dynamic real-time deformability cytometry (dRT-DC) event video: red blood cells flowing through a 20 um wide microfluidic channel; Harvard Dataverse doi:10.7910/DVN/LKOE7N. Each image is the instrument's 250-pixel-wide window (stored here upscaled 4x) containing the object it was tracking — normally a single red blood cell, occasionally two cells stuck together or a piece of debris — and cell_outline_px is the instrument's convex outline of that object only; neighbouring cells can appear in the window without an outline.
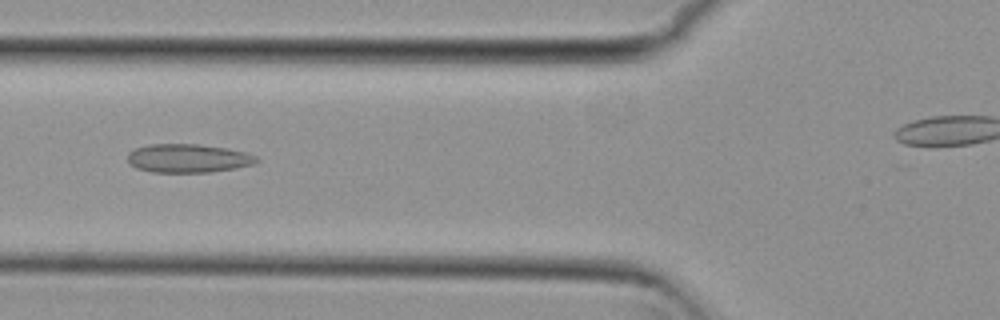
{"species": "common noctule bat (a hibernating species)", "species_latin": "Nyctalus noctula", "temperature_condition": "cold", "stored_images_in_passage": 39, "camera_frame_rate_fps": 3000, "um_per_image_px": 0.085, "animal": {"sex": "female", "body_mass_g": 29.2, "forearm_length_mm": 56.3}, "frame": {"image": 1, "passage_image": 12, "time_ms": 3.667, "image_size_px": [1000, 320], "cell_outline_px": [[260, 160], [252, 164], [236, 168], [208, 172], [152, 172], [136, 168], [128, 160], [128, 152], [136, 148], [152, 144], [196, 144], [228, 148], [244, 152], [256, 156]], "centroid_in_image_um": [15.99, 13.45], "position_along_channel_um": 109.8, "area_um2": 21.33}}
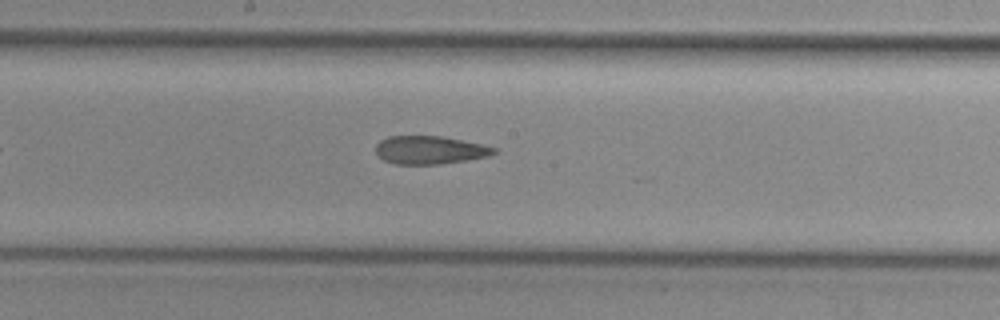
{"frame": {"image": 2, "passage_image": 20, "time_ms": 6.333, "image_size_px": [1000, 320], "cell_outline_px": [[496, 152], [488, 156], [468, 160], [440, 164], [396, 164], [384, 160], [376, 152], [376, 144], [380, 140], [388, 136], [444, 136], [480, 144], [496, 148]], "centroid_in_image_um": [36.52, 12.75], "position_along_channel_um": 211.7, "area_um2": 19.31}}
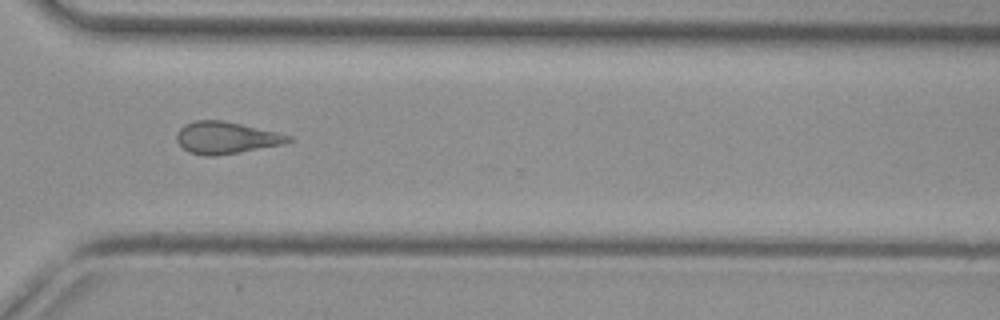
{"frame": {"image": 3, "passage_image": 31, "time_ms": 10.0, "image_size_px": [1000, 320], "cell_outline_px": [[292, 140], [284, 144], [212, 156], [204, 156], [188, 152], [176, 140], [176, 132], [184, 124], [196, 120], [224, 120], [276, 132], [292, 136]], "centroid_in_image_um": [19.18, 11.69], "position_along_channel_um": 351.4, "area_um2": 20.63}, "authors_computed_cell_mechanics": {"area_um2": 21.1548, "velocity_mm_per_s": 3.8097, "shape_relaxation_time_tau1_ms": null, "shape_relaxation_time_tau2_ms": 3.0332, "deformation_change_tau1": null, "deformation_change_tau2": 0.1291}}